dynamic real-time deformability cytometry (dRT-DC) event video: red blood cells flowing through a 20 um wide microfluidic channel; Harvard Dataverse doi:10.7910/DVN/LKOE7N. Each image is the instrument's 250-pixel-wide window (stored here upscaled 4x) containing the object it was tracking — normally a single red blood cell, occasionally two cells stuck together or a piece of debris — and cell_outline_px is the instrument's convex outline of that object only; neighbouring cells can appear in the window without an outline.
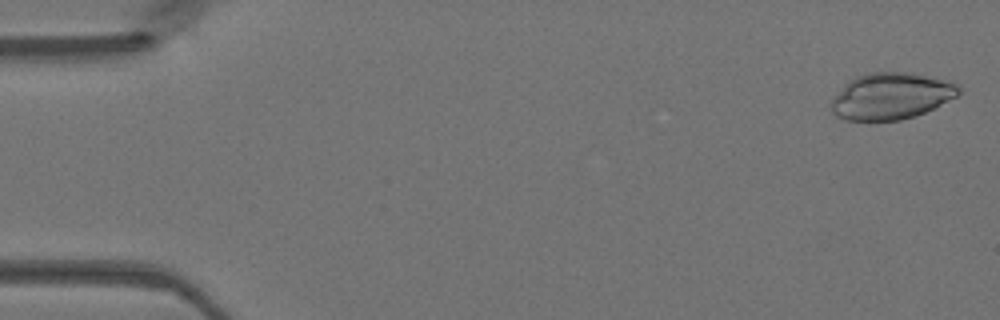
{"species": "Egyptian fruit bat (a non-hibernating species)", "species_latin": "Rousettus aegyptiacus", "temperature_condition": "warm", "stored_images_in_passage": 47, "camera_frame_rate_fps": 3000, "um_per_image_px": 0.085, "animal": {"sex": "female"}, "frame": {"image": 1, "passage_image": 1, "time_ms": 0.0, "image_size_px": [1000, 320], "cell_outline_px": [[960, 92], [956, 96], [916, 116], [900, 120], [844, 120], [836, 116], [832, 112], [832, 100], [844, 84], [848, 80], [856, 76], [872, 72], [904, 72], [948, 80], [960, 84]], "centroid_in_image_um": [75.73, 8.16], "position_along_channel_um": 9.3, "area_um2": 34.33}}
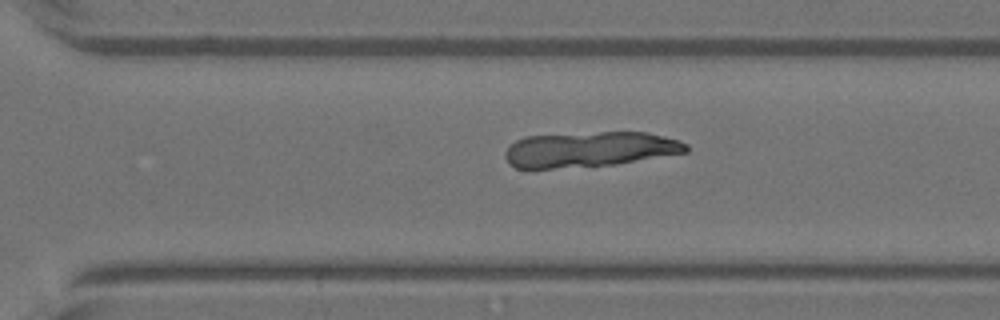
{"frame": {"image": 2, "passage_image": 33, "time_ms": 10.667, "image_size_px": [1000, 320], "cell_outline_px": [[688, 152], [616, 164], [552, 168], [516, 168], [508, 164], [504, 156], [504, 152], [516, 140], [524, 136], [600, 132], [648, 132], [676, 140], [688, 144]], "centroid_in_image_um": [50.1, 12.69], "position_along_channel_um": 320.5, "area_um2": 37.05}}
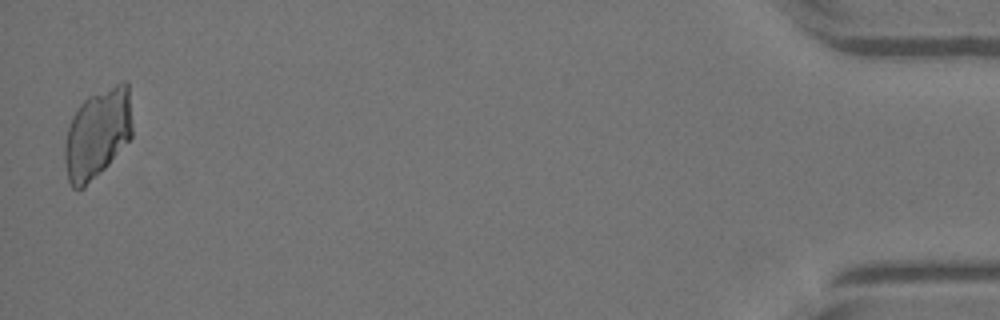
{"frame": {"image": 3, "passage_image": 47, "time_ms": 15.333, "image_size_px": [1000, 320], "cell_outline_px": [[132, 136], [108, 164], [84, 188], [72, 188], [68, 180], [64, 160], [64, 144], [68, 128], [72, 116], [80, 104], [88, 96], [120, 80], [128, 80], [132, 128]], "centroid_in_image_um": [8.28, 11.31], "position_along_channel_um": 426.9, "area_um2": 35.49}}